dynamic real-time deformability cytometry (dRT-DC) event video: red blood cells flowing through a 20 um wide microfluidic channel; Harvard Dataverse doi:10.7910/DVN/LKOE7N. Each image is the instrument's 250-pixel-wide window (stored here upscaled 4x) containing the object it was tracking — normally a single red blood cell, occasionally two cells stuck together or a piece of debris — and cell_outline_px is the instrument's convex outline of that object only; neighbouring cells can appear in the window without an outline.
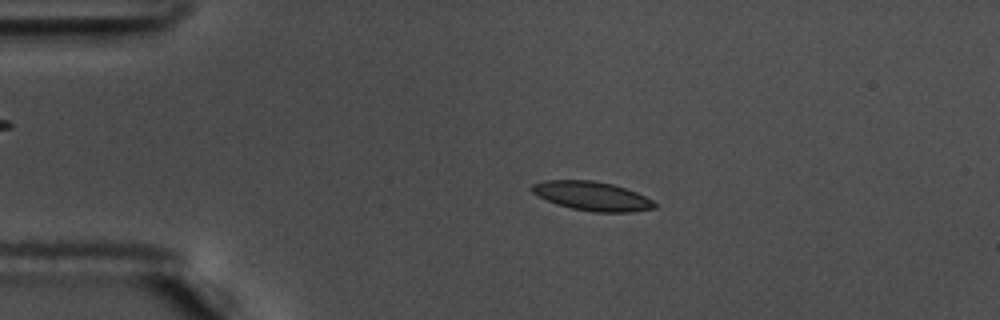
{"species": "common noctule bat (a hibernating species)", "species_latin": "Nyctalus noctula", "temperature_condition": "warm", "stored_images_in_passage": 56, "camera_frame_rate_fps": 3000, "um_per_image_px": 0.085, "animal": {"sex": "male", "body_mass_g": 17.5, "forearm_length_mm": 52.3}, "frame": {"image": 1, "passage_image": 12, "time_ms": 3.667, "image_size_px": [1000, 320], "cell_outline_px": [[656, 208], [632, 212], [596, 212], [572, 208], [556, 204], [532, 192], [528, 188], [532, 184], [544, 180], [592, 180], [612, 184], [636, 192], [652, 200], [656, 204]], "centroid_in_image_um": [50.31, 16.66], "position_along_channel_um": 34.7, "area_um2": 20.63}}
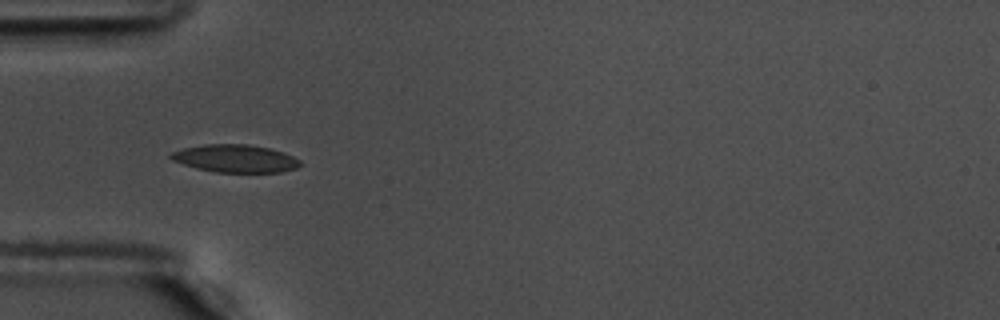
{"frame": {"image": 2, "passage_image": 18, "time_ms": 5.667, "image_size_px": [1000, 320], "cell_outline_px": [[304, 164], [296, 168], [280, 172], [216, 172], [196, 168], [172, 160], [168, 156], [172, 152], [184, 148], [204, 144], [248, 144], [268, 148], [284, 152], [300, 160]], "centroid_in_image_um": [20.02, 13.47], "position_along_channel_um": 65.0, "area_um2": 20.87}}
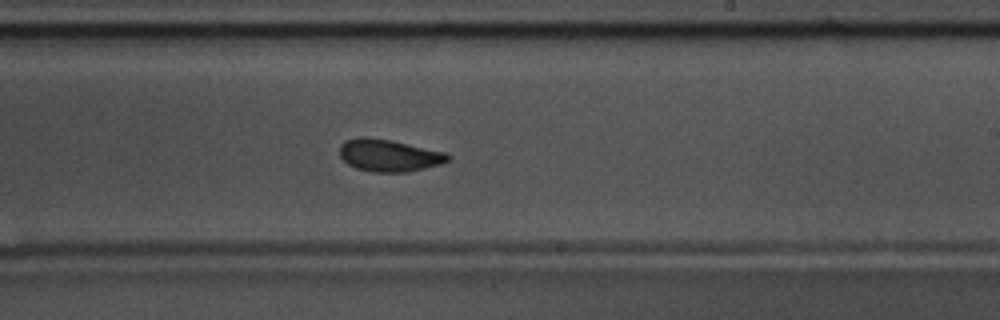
{"frame": {"image": 3, "passage_image": 34, "time_ms": 11.0, "image_size_px": [1000, 320], "cell_outline_px": [[452, 156], [448, 160], [440, 164], [408, 172], [372, 172], [356, 168], [348, 164], [340, 156], [340, 144], [344, 140], [360, 136], [364, 136], [392, 140], [448, 152]], "centroid_in_image_um": [33.07, 13.19], "position_along_channel_um": 255.9, "area_um2": 20.58}, "authors_computed_cell_mechanics": {"area_um2": 20.2589, "velocity_mm_per_s": 3.6097, "shape_relaxation_time_tau1_ms": 3.9114, "shape_relaxation_time_tau2_ms": 2.2896, "deformation_change_tau1": 0.1172, "deformation_change_tau2": 0.0737}}